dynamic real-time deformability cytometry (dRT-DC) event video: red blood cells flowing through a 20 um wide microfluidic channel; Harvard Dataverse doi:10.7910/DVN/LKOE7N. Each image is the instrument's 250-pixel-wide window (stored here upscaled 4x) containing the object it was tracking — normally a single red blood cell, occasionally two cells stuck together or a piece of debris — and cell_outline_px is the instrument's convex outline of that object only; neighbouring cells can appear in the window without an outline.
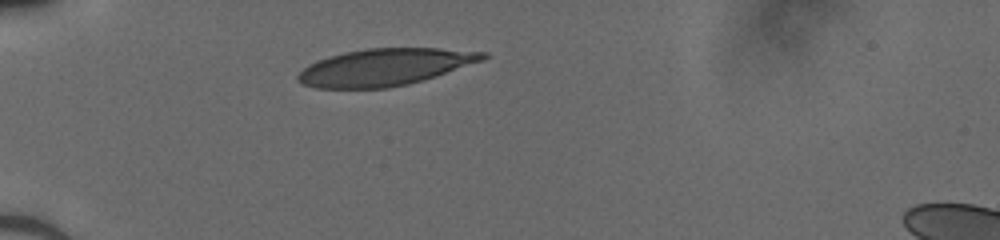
{"species": "human", "species_latin": "Homo sapiens", "temperature_condition": "cold", "stored_images_in_passage": 29, "camera_frame_rate_fps": 3000, "um_per_image_px": 0.085, "donor": {"sex": "male"}, "frame": {"image": 1, "passage_image": 1, "time_ms": 0.0, "image_size_px": [1000, 240], "cell_outline_px": [[488, 56], [484, 60], [424, 80], [408, 84], [388, 88], [316, 88], [300, 84], [296, 80], [296, 76], [308, 64], [316, 60], [328, 56], [344, 52], [368, 48], [440, 48], [488, 52]], "centroid_in_image_um": [32.69, 5.7], "position_along_channel_um": 52.3, "area_um2": 40.11}}
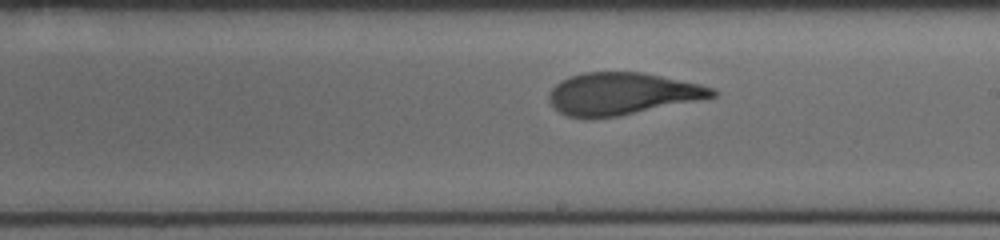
{"frame": {"image": 2, "passage_image": 16, "time_ms": 5.0, "image_size_px": [1000, 240], "cell_outline_px": [[720, 92], [716, 96], [620, 116], [568, 116], [560, 112], [548, 100], [548, 92], [560, 80], [568, 76], [584, 72], [644, 72], [700, 84], [716, 88]], "centroid_in_image_um": [52.9, 7.93], "position_along_channel_um": 236.1, "area_um2": 39.77}}
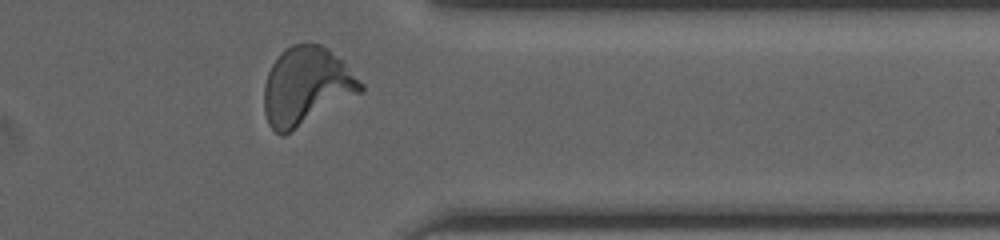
{"frame": {"image": 3, "passage_image": 27, "time_ms": 8.667, "image_size_px": [1000, 240], "cell_outline_px": [[364, 92], [284, 136], [280, 136], [268, 124], [264, 112], [264, 84], [268, 72], [272, 64], [280, 52], [292, 44], [320, 44], [328, 48], [364, 84]], "centroid_in_image_um": [26.03, 7.36], "position_along_channel_um": 385.4, "area_um2": 44.04}}